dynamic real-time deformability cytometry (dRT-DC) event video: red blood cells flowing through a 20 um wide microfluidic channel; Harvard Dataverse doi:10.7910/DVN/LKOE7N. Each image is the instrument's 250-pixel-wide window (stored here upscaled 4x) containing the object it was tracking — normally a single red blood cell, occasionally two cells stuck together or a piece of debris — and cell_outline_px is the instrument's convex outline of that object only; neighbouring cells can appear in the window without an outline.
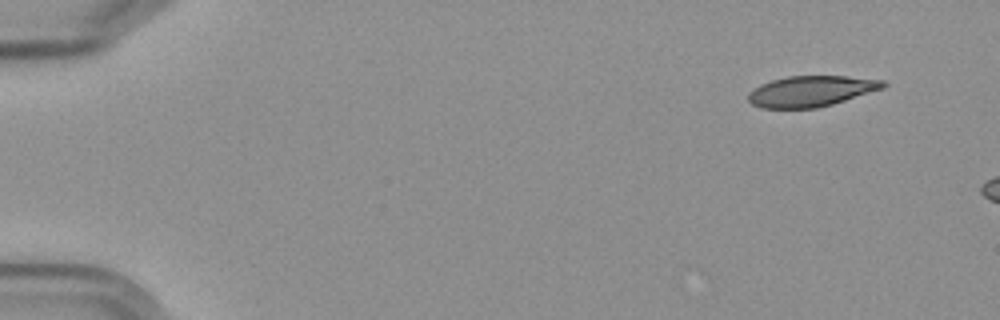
{"species": "Egyptian fruit bat (a non-hibernating species)", "species_latin": "Rousettus aegyptiacus", "temperature_condition": "cold", "stored_images_in_passage": 3, "camera_frame_rate_fps": 3000, "um_per_image_px": 0.085, "frame": {"image": 1, "passage_image": 1, "time_ms": 0.0, "image_size_px": [1000, 320], "cell_outline_px": [[888, 84], [884, 88], [832, 104], [816, 108], [760, 108], [752, 104], [748, 100], [748, 92], [760, 84], [772, 80], [788, 76], [848, 76], [884, 80]], "centroid_in_image_um": [68.94, 7.74], "position_along_channel_um": 16.1, "area_um2": 24.22}}